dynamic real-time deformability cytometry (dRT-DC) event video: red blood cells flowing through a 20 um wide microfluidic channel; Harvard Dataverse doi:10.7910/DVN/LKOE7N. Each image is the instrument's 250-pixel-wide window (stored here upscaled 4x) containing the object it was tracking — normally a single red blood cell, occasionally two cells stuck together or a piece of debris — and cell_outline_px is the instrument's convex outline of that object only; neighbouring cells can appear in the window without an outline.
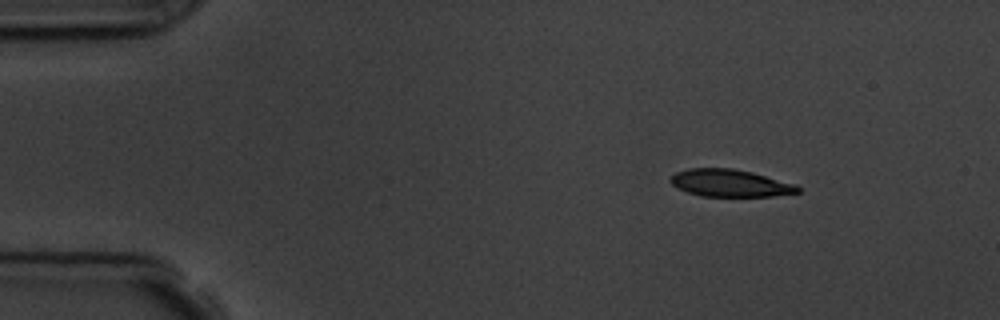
{"species": "common noctule bat (a hibernating species)", "species_latin": "Nyctalus noctula", "temperature_condition": "room temperature", "stored_images_in_passage": 3, "camera_frame_rate_fps": 3000, "um_per_image_px": 0.085, "animal": {"sex": "male", "body_mass_g": 19.5, "forearm_length_mm": 54.6}, "frame": {"image": 1, "passage_image": 1, "time_ms": 0.0, "image_size_px": [1000, 320], "cell_outline_px": [[800, 192], [772, 196], [700, 196], [688, 192], [672, 184], [668, 180], [676, 172], [688, 168], [732, 168], [752, 172], [792, 184], [800, 188]], "centroid_in_image_um": [62.01, 15.56], "position_along_channel_um": 23.0, "area_um2": 19.94}}